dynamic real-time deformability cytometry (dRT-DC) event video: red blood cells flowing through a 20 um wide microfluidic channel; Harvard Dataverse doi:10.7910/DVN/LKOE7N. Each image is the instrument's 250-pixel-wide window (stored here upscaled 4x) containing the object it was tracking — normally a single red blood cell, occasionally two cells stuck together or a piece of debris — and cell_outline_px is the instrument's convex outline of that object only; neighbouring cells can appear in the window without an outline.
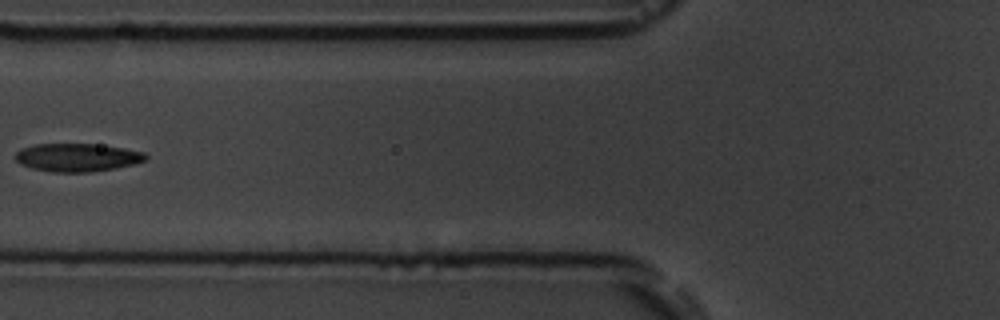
{"species": "common noctule bat (a hibernating species)", "species_latin": "Nyctalus noctula", "temperature_condition": "room temperature", "stored_images_in_passage": 6, "camera_frame_rate_fps": 3000, "um_per_image_px": 0.085, "animal": {"sex": "male", "body_mass_g": 19.5, "forearm_length_mm": 54.6}, "frame": {"image": 1, "passage_image": 5, "time_ms": 5.667, "image_size_px": [1000, 320], "cell_outline_px": [[148, 160], [116, 168], [92, 172], [52, 172], [32, 168], [20, 164], [16, 160], [16, 152], [20, 148], [36, 144], [92, 144], [124, 148], [144, 152], [148, 156]], "centroid_in_image_um": [6.57, 13.38], "position_along_channel_um": 119.2, "area_um2": 21.39}}
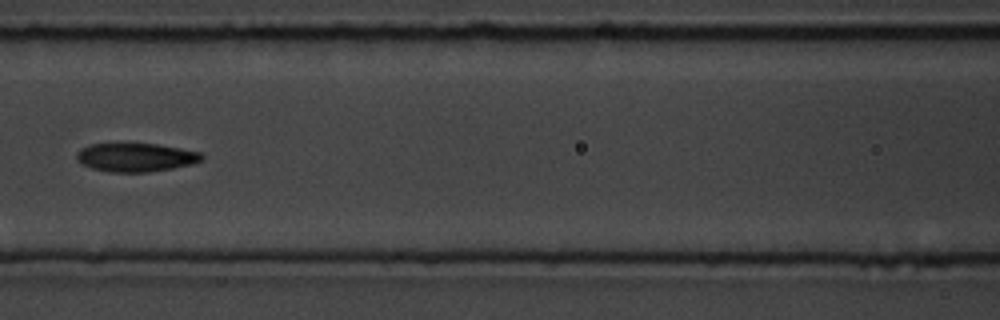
{"frame": {"image": 2, "passage_image": 6, "time_ms": 6.667, "image_size_px": [1000, 320], "cell_outline_px": [[204, 156], [200, 160], [192, 164], [172, 168], [148, 172], [108, 172], [92, 168], [84, 164], [76, 156], [76, 152], [80, 148], [92, 144], [156, 144], [180, 148], [200, 152]], "centroid_in_image_um": [11.54, 13.37], "position_along_channel_um": 155.1, "area_um2": 20.58}}